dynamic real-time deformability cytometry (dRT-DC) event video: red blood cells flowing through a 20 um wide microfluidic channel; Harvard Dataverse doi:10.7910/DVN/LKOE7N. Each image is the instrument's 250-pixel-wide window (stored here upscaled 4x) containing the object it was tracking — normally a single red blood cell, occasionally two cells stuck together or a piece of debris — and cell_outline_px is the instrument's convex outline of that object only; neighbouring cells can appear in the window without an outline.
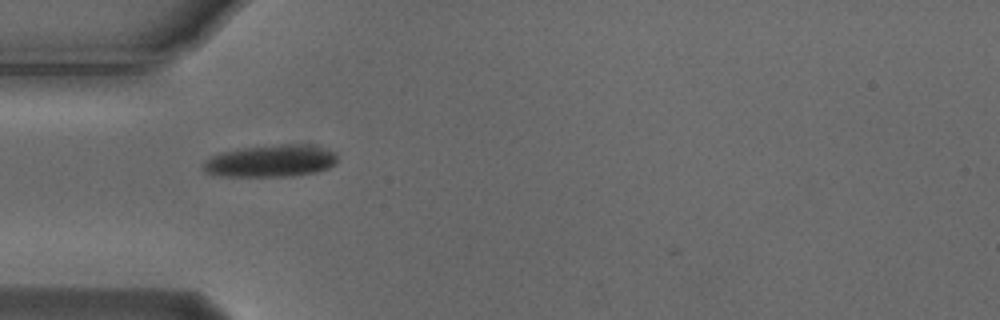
{"species": "Egyptian fruit bat (a non-hibernating species)", "species_latin": "Rousettus aegyptiacus", "temperature_condition": "cold", "stored_images_in_passage": 40, "camera_frame_rate_fps": 3000, "um_per_image_px": 0.085, "animal": {"sex": "male"}, "frame": {"image": 1, "passage_image": 2, "time_ms": 0.333, "image_size_px": [1000, 320], "cell_outline_px": [[336, 164], [328, 168], [316, 172], [292, 176], [220, 176], [204, 172], [204, 160], [220, 152], [244, 148], [280, 144], [312, 144], [328, 148], [336, 152]], "centroid_in_image_um": [23.06, 13.67], "position_along_channel_um": 61.9, "area_um2": 25.32}}
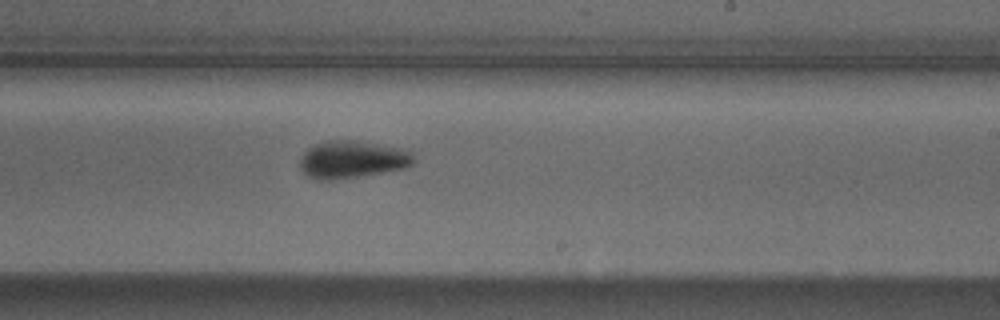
{"frame": {"image": 2, "passage_image": 18, "time_ms": 5.667, "image_size_px": [1000, 320], "cell_outline_px": [[412, 164], [404, 168], [356, 176], [328, 180], [320, 180], [308, 176], [300, 168], [300, 160], [304, 152], [308, 148], [316, 144], [328, 140], [352, 140], [400, 148], [408, 152], [412, 156]], "centroid_in_image_um": [29.87, 13.55], "position_along_channel_um": 259.1, "area_um2": 24.1}}
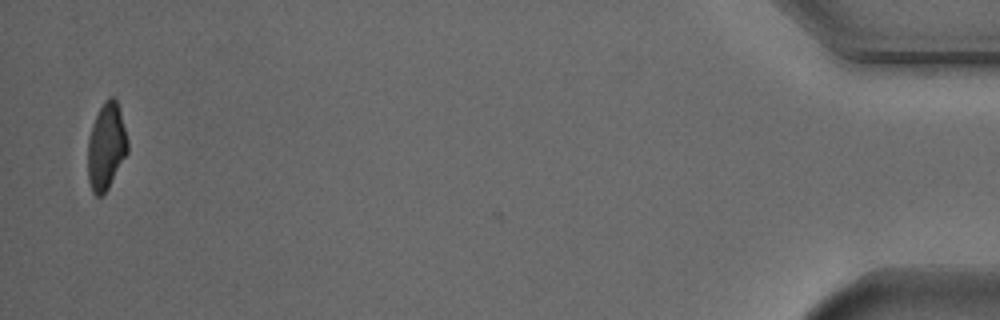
{"frame": {"image": 3, "passage_image": 39, "time_ms": 12.667, "image_size_px": [1000, 320], "cell_outline_px": [[128, 152], [108, 188], [100, 196], [96, 196], [92, 192], [88, 180], [88, 140], [92, 124], [104, 100], [108, 96], [116, 96], [128, 140]], "centroid_in_image_um": [9.03, 12.42], "position_along_channel_um": 426.2, "area_um2": 20.17}, "authors_computed_cell_mechanics": {"area_um2": 23.0044, "velocity_mm_per_s": 3.7319, "shape_relaxation_time_tau1_ms": 3.5807, "shape_relaxation_time_tau2_ms": null, "deformation_change_tau1": 0.1367, "deformation_change_tau2": null}}